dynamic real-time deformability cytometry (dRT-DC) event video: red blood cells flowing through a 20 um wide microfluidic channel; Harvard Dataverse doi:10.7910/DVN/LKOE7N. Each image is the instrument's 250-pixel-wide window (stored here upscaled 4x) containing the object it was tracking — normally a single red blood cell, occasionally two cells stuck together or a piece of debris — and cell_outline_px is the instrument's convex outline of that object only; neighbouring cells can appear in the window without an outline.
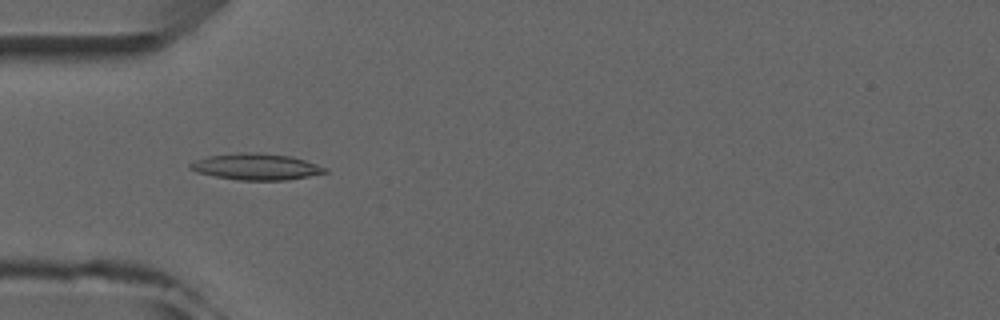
{"species": "common noctule bat (a hibernating species)", "species_latin": "Nyctalus noctula", "temperature_condition": "room temperature", "stored_images_in_passage": 8, "camera_frame_rate_fps": 3000, "um_per_image_px": 0.085, "animal": {"sex": "male", "forearm_length_mm": 52.5}, "frame": {"image": 1, "passage_image": 4, "time_ms": 4.333, "image_size_px": [1000, 320], "cell_outline_px": [[328, 172], [308, 176], [284, 180], [236, 180], [196, 172], [188, 168], [188, 164], [196, 160], [208, 156], [240, 152], [256, 152], [292, 156], [328, 168]], "centroid_in_image_um": [21.75, 14.16], "position_along_channel_um": 63.2, "area_um2": 20.69}}
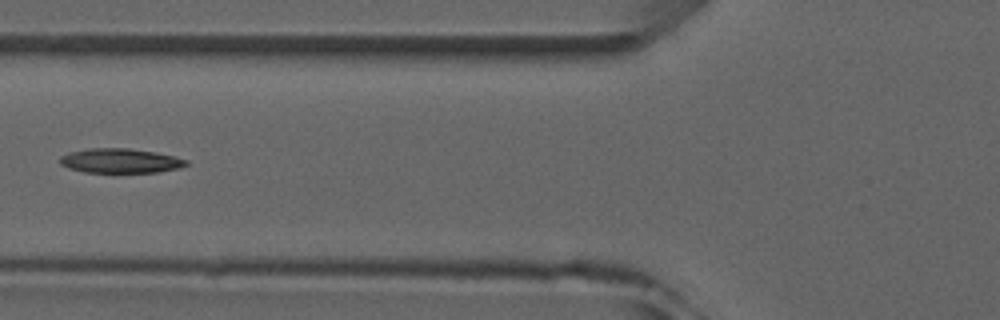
{"frame": {"image": 2, "passage_image": 5, "time_ms": 5.667, "image_size_px": [1000, 320], "cell_outline_px": [[188, 164], [180, 168], [156, 172], [84, 172], [68, 168], [60, 164], [60, 156], [68, 152], [88, 148], [128, 148], [156, 152], [188, 160]], "centroid_in_image_um": [10.2, 13.66], "position_along_channel_um": 115.6, "area_um2": 18.03}}
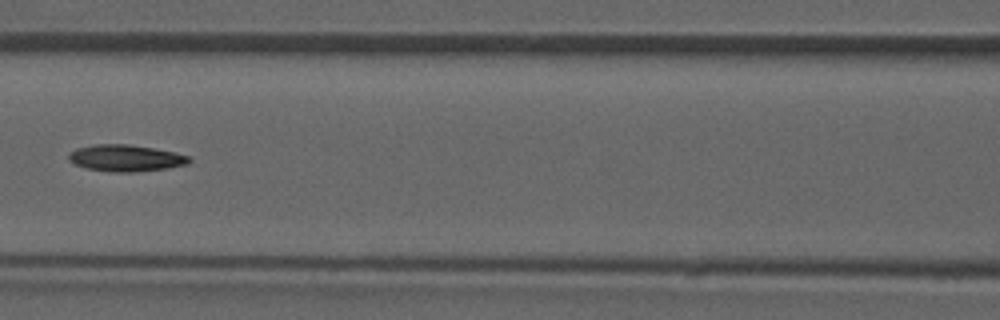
{"frame": {"image": 3, "passage_image": 6, "time_ms": 6.667, "image_size_px": [1000, 320], "cell_outline_px": [[192, 160], [188, 164], [168, 168], [132, 172], [108, 172], [88, 168], [76, 164], [68, 160], [68, 152], [76, 148], [96, 144], [128, 144], [176, 152], [192, 156]], "centroid_in_image_um": [10.71, 13.43], "position_along_channel_um": 155.9, "area_um2": 18.84}}